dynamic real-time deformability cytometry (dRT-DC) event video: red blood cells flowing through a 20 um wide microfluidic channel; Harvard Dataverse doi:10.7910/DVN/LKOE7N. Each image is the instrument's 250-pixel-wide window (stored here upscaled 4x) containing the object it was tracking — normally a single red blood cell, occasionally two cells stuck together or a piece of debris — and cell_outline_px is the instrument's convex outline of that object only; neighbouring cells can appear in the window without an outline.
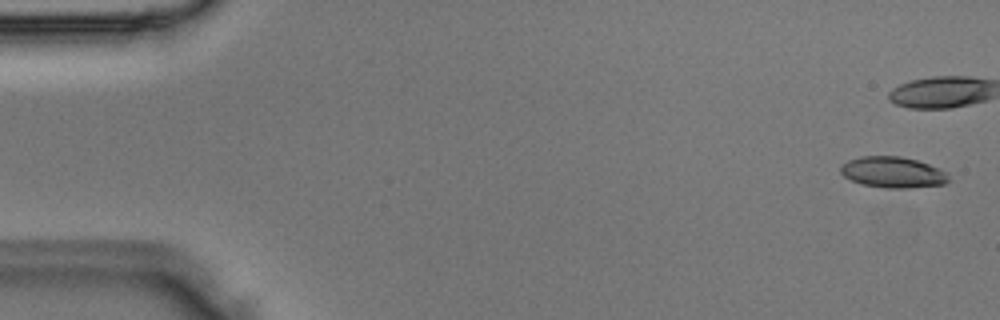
{"species": "Egyptian fruit bat (a non-hibernating species)", "species_latin": "Rousettus aegyptiacus", "temperature_condition": "room temperature", "stored_images_in_passage": 4, "camera_frame_rate_fps": 3000, "um_per_image_px": 0.085, "animal": {"sex": "male"}, "frame": {"image": 1, "passage_image": 1, "time_ms": 0.0, "image_size_px": [1000, 320], "cell_outline_px": [[948, 180], [944, 184], [908, 188], [884, 188], [860, 184], [844, 176], [840, 172], [840, 164], [848, 160], [860, 156], [900, 156], [916, 160], [940, 168], [948, 172]], "centroid_in_image_um": [75.87, 14.64], "position_along_channel_um": 9.1, "area_um2": 19.65}}